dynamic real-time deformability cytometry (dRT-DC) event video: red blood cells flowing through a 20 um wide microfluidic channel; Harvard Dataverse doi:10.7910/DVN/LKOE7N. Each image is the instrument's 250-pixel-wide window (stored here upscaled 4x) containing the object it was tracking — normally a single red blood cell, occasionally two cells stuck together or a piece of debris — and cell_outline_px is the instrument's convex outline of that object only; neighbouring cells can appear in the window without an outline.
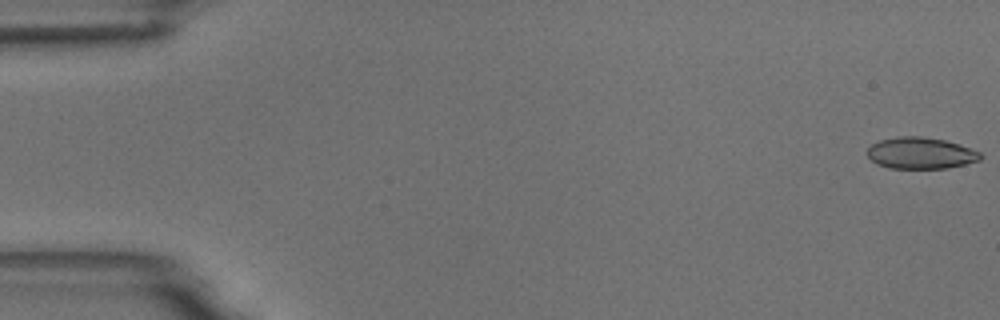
{"species": "common noctule bat (a hibernating species)", "species_latin": "Nyctalus noctula", "temperature_condition": "room temperature", "stored_images_in_passage": 9, "camera_frame_rate_fps": 3000, "um_per_image_px": 0.085, "animal": {"sex": "male", "body_mass_g": 18.8}, "frame": {"image": 1, "passage_image": 1, "time_ms": 0.0, "image_size_px": [1000, 320], "cell_outline_px": [[984, 156], [980, 160], [948, 168], [888, 168], [876, 164], [868, 156], [868, 148], [872, 144], [880, 140], [896, 136], [920, 136], [944, 140], [980, 152]], "centroid_in_image_um": [78.23, 13.02], "position_along_channel_um": 6.8, "area_um2": 20.63}}